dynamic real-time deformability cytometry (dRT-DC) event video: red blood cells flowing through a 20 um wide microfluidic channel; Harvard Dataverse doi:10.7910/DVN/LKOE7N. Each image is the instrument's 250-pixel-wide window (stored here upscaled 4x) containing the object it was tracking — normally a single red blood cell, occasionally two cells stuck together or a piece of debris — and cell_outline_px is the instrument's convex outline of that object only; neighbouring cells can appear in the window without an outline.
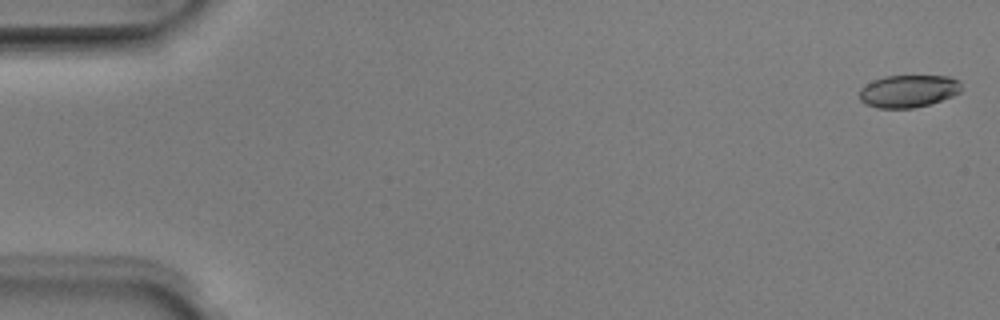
{"species": "Egyptian fruit bat (a non-hibernating species)", "species_latin": "Rousettus aegyptiacus", "temperature_condition": "room temperature", "stored_images_in_passage": 51, "camera_frame_rate_fps": 3000, "um_per_image_px": 0.085, "animal": {"sex": "male"}, "frame": {"image": 1, "passage_image": 1, "time_ms": 0.0, "image_size_px": [1000, 320], "cell_outline_px": [[960, 92], [952, 96], [928, 104], [912, 108], [876, 108], [860, 100], [860, 88], [872, 80], [884, 76], [948, 76], [960, 80]], "centroid_in_image_um": [77.2, 7.73], "position_along_channel_um": 7.8, "area_um2": 19.19}}
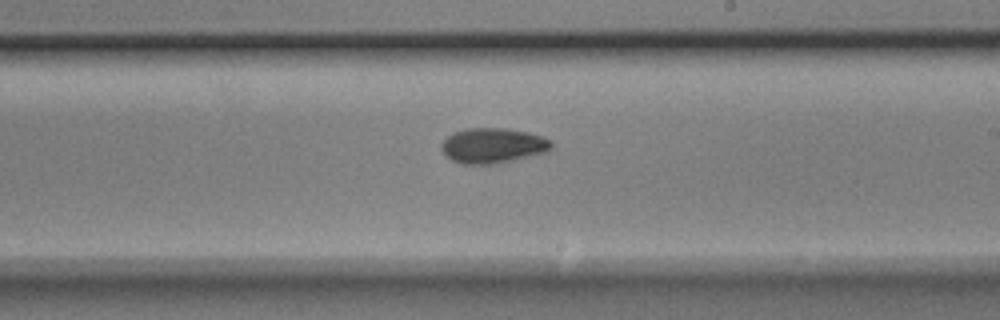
{"frame": {"image": 2, "passage_image": 30, "time_ms": 9.667, "image_size_px": [1000, 320], "cell_outline_px": [[552, 148], [548, 152], [512, 160], [492, 164], [464, 164], [452, 160], [440, 148], [440, 144], [452, 132], [468, 128], [504, 128], [528, 132], [544, 136], [552, 140]], "centroid_in_image_um": [41.92, 12.36], "position_along_channel_um": 247.1, "area_um2": 22.6}}
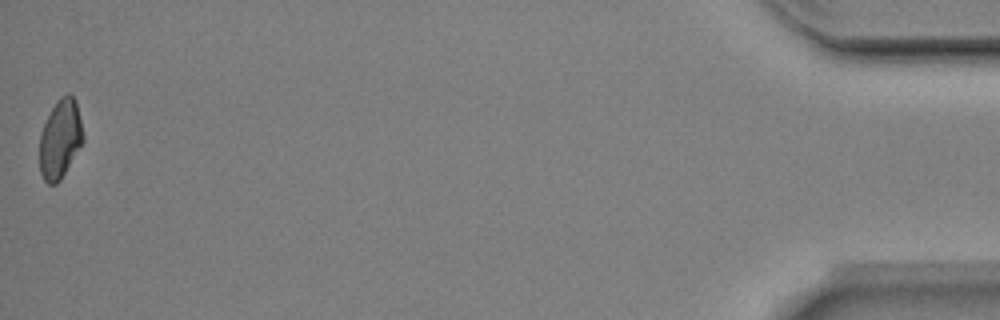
{"frame": {"image": 3, "passage_image": 51, "time_ms": 16.667, "image_size_px": [1000, 320], "cell_outline_px": [[84, 140], [60, 180], [56, 184], [48, 184], [44, 180], [40, 172], [40, 132], [56, 100], [60, 96], [68, 92], [76, 100], [84, 136]], "centroid_in_image_um": [5.12, 11.79], "position_along_channel_um": 430.1, "area_um2": 19.94}, "authors_computed_cell_mechanics": {"area_um2": 20.8658, "velocity_mm_per_s": 3.9763, "shape_relaxation_time_tau1_ms": 3.9748, "shape_relaxation_time_tau2_ms": 6.0616, "deformation_change_tau1": 0.1268, "deformation_change_tau2": 0.1037}}